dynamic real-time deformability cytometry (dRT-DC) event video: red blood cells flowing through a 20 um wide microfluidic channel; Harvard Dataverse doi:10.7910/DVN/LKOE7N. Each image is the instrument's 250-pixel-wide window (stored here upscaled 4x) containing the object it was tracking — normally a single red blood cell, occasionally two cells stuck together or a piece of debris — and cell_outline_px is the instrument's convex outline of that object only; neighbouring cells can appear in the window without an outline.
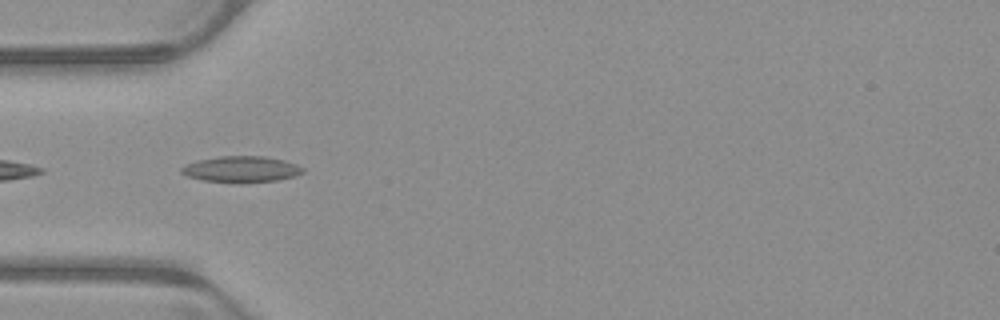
{"species": "common noctule bat (a hibernating species)", "species_latin": "Nyctalus noctula", "temperature_condition": "warm", "stored_images_in_passage": 4, "camera_frame_rate_fps": 3000, "um_per_image_px": 0.085, "animal": {"sex": "male", "body_mass_g": 23.1, "forearm_length_mm": 52.7}, "frame": {"image": 1, "passage_image": 1, "time_ms": 0.0, "image_size_px": [1000, 320], "cell_outline_px": [[304, 172], [296, 176], [280, 180], [204, 180], [188, 176], [180, 172], [180, 168], [184, 164], [200, 160], [220, 156], [264, 156], [284, 160], [296, 164], [304, 168]], "centroid_in_image_um": [20.54, 14.34], "position_along_channel_um": 64.5, "area_um2": 17.69}}